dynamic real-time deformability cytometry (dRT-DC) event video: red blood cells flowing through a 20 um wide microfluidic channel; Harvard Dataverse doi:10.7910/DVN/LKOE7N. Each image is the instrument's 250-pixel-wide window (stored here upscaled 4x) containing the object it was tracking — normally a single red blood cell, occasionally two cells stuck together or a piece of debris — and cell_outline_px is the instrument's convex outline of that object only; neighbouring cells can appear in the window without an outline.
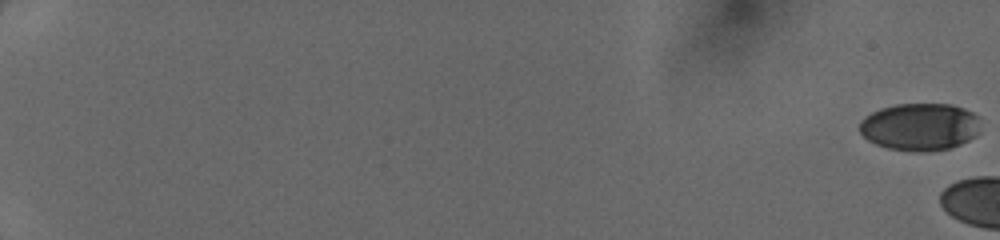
{"species": "human", "species_latin": "Homo sapiens", "temperature_condition": "cold", "stored_images_in_passage": 6, "camera_frame_rate_fps": 3000, "um_per_image_px": 0.085, "donor": {"sex": "female"}, "frame": {"image": 1, "passage_image": 1, "time_ms": 0.0, "image_size_px": [1000, 240], "cell_outline_px": [[980, 132], [976, 136], [960, 144], [948, 148], [920, 152], [912, 152], [888, 148], [876, 144], [868, 140], [860, 132], [860, 120], [864, 116], [880, 108], [896, 104], [952, 104], [964, 108], [980, 116]], "centroid_in_image_um": [78.21, 10.77], "position_along_channel_um": 6.8, "area_um2": 33.76}}